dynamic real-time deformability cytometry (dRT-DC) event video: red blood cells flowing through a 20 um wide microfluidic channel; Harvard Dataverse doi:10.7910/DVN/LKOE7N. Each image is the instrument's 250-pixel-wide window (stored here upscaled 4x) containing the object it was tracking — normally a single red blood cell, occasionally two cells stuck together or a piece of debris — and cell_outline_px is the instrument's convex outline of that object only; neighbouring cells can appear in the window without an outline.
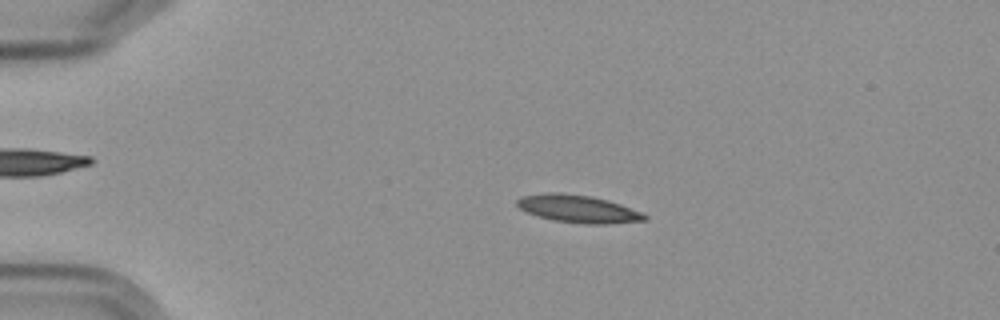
{"species": "Egyptian fruit bat (a non-hibernating species)", "species_latin": "Rousettus aegyptiacus", "temperature_condition": "cold", "stored_images_in_passage": 4, "camera_frame_rate_fps": 3000, "um_per_image_px": 0.085, "frame": {"image": 1, "passage_image": 3, "time_ms": 2.333, "image_size_px": [1000, 320], "cell_outline_px": [[648, 220], [608, 224], [584, 224], [552, 220], [528, 212], [520, 208], [516, 204], [516, 200], [520, 196], [548, 192], [560, 192], [592, 196], [608, 200], [644, 212], [648, 216]], "centroid_in_image_um": [49.18, 17.75], "position_along_channel_um": 35.8, "area_um2": 20.75}}